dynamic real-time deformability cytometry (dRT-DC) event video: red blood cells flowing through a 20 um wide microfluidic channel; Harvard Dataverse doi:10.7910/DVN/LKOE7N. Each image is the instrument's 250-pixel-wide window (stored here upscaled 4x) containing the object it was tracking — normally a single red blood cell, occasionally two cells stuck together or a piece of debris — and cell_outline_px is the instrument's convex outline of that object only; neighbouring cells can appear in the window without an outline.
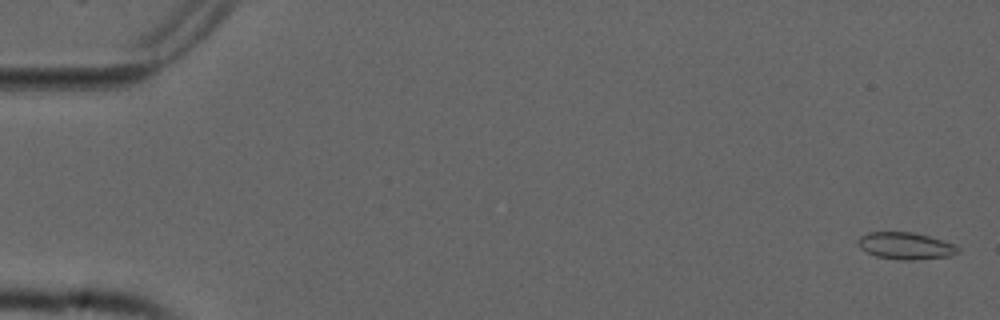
{"species": "common noctule bat (a hibernating species)", "species_latin": "Nyctalus noctula", "temperature_condition": "cold", "stored_images_in_passage": 55, "camera_frame_rate_fps": 3000, "um_per_image_px": 0.085, "animal": {"sex": "male", "forearm_length_mm": 52.5}, "frame": {"image": 1, "passage_image": 2, "time_ms": 0.333, "image_size_px": [1000, 320], "cell_outline_px": [[960, 252], [952, 256], [912, 260], [900, 260], [876, 256], [860, 248], [856, 244], [856, 240], [860, 236], [868, 232], [912, 232], [928, 236], [956, 244], [960, 248]], "centroid_in_image_um": [76.99, 20.9], "position_along_channel_um": 8.0, "area_um2": 15.9}}
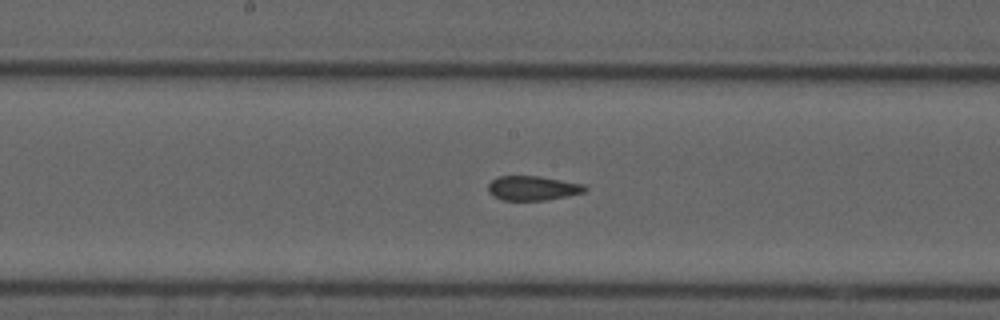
{"frame": {"image": 2, "passage_image": 29, "time_ms": 9.333, "image_size_px": [1000, 320], "cell_outline_px": [[588, 188], [584, 192], [568, 196], [548, 200], [504, 200], [492, 196], [488, 192], [488, 184], [496, 176], [540, 176], [584, 184]], "centroid_in_image_um": [45.27, 15.99], "position_along_channel_um": 202.9, "area_um2": 13.93}}
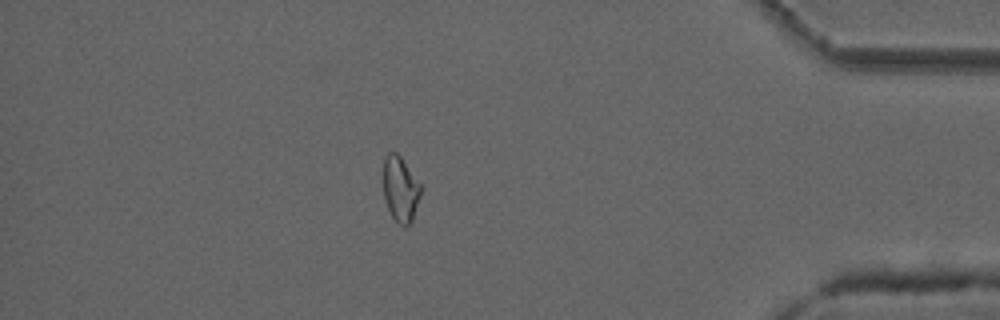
{"frame": {"image": 3, "passage_image": 48, "time_ms": 15.667, "image_size_px": [1000, 320], "cell_outline_px": [[420, 196], [412, 220], [408, 224], [400, 224], [392, 216], [388, 208], [384, 196], [384, 156], [388, 152], [396, 152], [400, 156], [420, 184]], "centroid_in_image_um": [34.02, 16.04], "position_along_channel_um": 401.2, "area_um2": 13.81}, "authors_computed_cell_mechanics": {"area_um2": 14.9124, "velocity_mm_per_s": 3.7643, "shape_relaxation_time_tau1_ms": null, "shape_relaxation_time_tau2_ms": 3.1222, "deformation_change_tau1": null, "deformation_change_tau2": 0.0847}}